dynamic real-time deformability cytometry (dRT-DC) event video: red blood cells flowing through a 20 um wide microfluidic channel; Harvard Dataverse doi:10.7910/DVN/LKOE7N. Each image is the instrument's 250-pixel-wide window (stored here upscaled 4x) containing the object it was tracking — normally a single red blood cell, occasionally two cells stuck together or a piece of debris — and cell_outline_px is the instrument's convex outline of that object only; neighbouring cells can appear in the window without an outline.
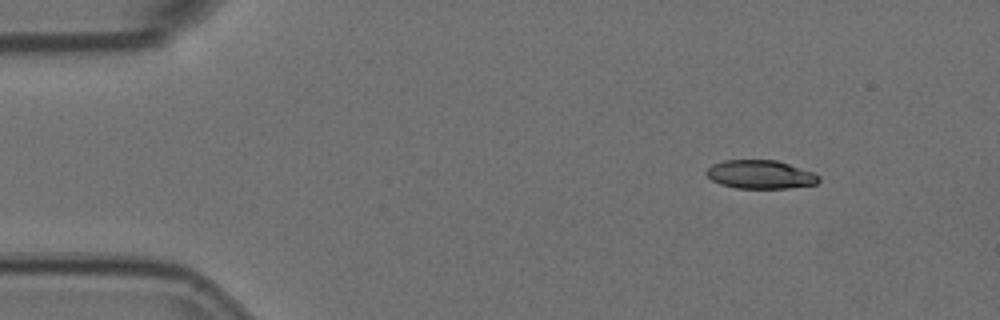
{"species": "Egyptian fruit bat (a non-hibernating species)", "species_latin": "Rousettus aegyptiacus", "temperature_condition": "room temperature", "stored_images_in_passage": 9, "camera_frame_rate_fps": 3000, "um_per_image_px": 0.085, "animal": {"sex": "female"}, "frame": {"image": 1, "passage_image": 1, "time_ms": 0.0, "image_size_px": [1000, 320], "cell_outline_px": [[820, 180], [816, 184], [788, 188], [736, 188], [720, 184], [712, 180], [704, 172], [712, 164], [724, 160], [776, 160], [812, 172], [820, 176]], "centroid_in_image_um": [64.61, 14.83], "position_along_channel_um": 20.4, "area_um2": 18.61}}
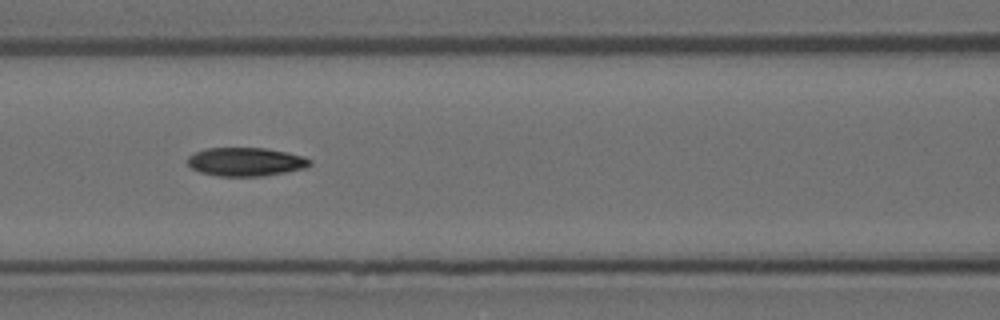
{"frame": {"image": 2, "passage_image": 6, "time_ms": 1.667, "image_size_px": [1000, 320], "cell_outline_px": [[312, 164], [304, 168], [264, 176], [216, 176], [200, 172], [192, 168], [188, 164], [188, 156], [204, 148], [264, 148], [288, 152], [304, 156], [312, 160]], "centroid_in_image_um": [20.9, 13.75], "position_along_channel_um": 145.7, "area_um2": 20.4}}
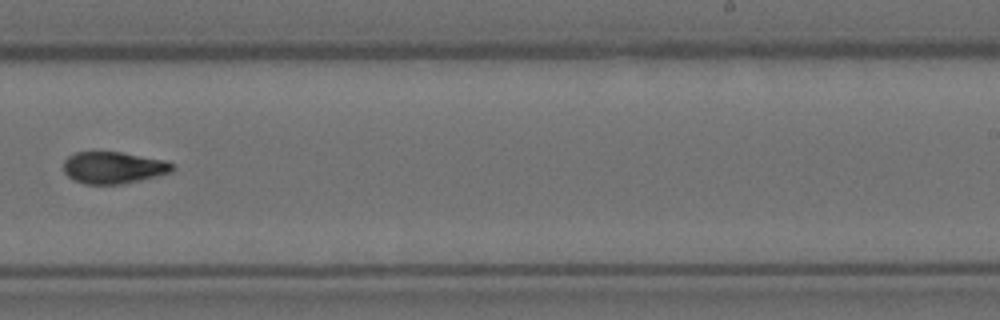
{"frame": {"image": 3, "passage_image": 9, "time_ms": 2.667, "image_size_px": [1000, 320], "cell_outline_px": [[176, 168], [172, 172], [124, 184], [84, 184], [72, 180], [64, 172], [64, 160], [68, 156], [76, 152], [120, 152], [164, 160], [172, 164]], "centroid_in_image_um": [9.63, 14.26], "position_along_channel_um": 279.4, "area_um2": 20.23}}